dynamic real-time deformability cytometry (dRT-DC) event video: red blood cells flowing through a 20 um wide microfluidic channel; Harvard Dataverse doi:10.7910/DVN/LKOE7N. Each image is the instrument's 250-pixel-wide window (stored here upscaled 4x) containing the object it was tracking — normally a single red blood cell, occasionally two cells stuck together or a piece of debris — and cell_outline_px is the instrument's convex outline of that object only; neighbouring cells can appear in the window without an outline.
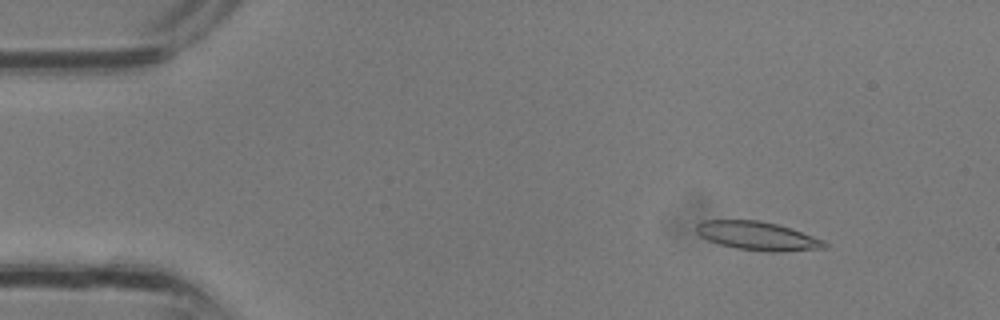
{"species": "common noctule bat (a hibernating species)", "species_latin": "Nyctalus noctula", "temperature_condition": "room temperature", "stored_images_in_passage": 13, "camera_frame_rate_fps": 3000, "um_per_image_px": 0.085, "animal": {"sex": "male", "body_mass_g": 13.3}, "frame": {"image": 1, "passage_image": 3, "time_ms": 0.667, "image_size_px": [1000, 320], "cell_outline_px": [[828, 244], [824, 248], [776, 252], [768, 252], [736, 248], [720, 244], [708, 240], [700, 236], [696, 232], [696, 224], [700, 220], [760, 220], [776, 224], [824, 240]], "centroid_in_image_um": [64.33, 20.05], "position_along_channel_um": 20.7, "area_um2": 21.21}}
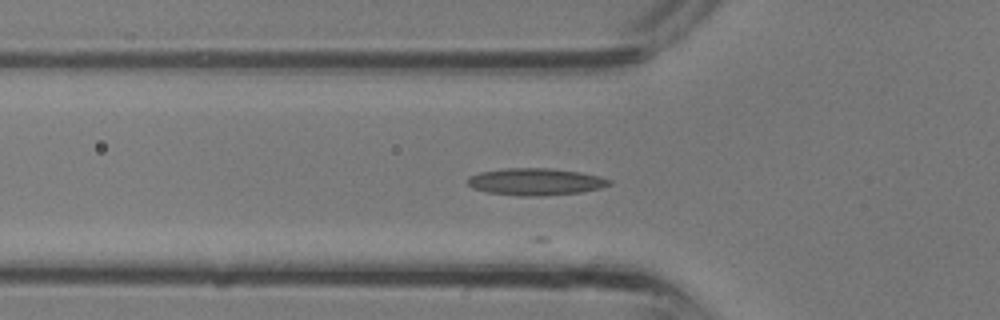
{"frame": {"image": 2, "passage_image": 10, "time_ms": 3.0, "image_size_px": [1000, 320], "cell_outline_px": [[612, 184], [600, 188], [580, 192], [536, 196], [520, 196], [488, 192], [472, 188], [468, 184], [468, 176], [480, 172], [504, 168], [552, 168], [580, 172], [600, 176], [612, 180]], "centroid_in_image_um": [45.53, 15.44], "position_along_channel_um": 80.3, "area_um2": 22.31}}